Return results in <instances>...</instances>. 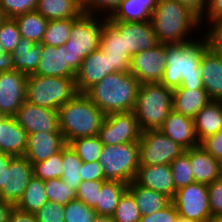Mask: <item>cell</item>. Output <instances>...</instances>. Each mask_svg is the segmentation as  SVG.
I'll use <instances>...</instances> for the list:
<instances>
[{"mask_svg":"<svg viewBox=\"0 0 222 222\" xmlns=\"http://www.w3.org/2000/svg\"><path fill=\"white\" fill-rule=\"evenodd\" d=\"M212 52L216 53L222 62V51H212Z\"/></svg>","mask_w":222,"mask_h":222,"instance_id":"cell-65","label":"cell"},{"mask_svg":"<svg viewBox=\"0 0 222 222\" xmlns=\"http://www.w3.org/2000/svg\"><path fill=\"white\" fill-rule=\"evenodd\" d=\"M211 215L222 214V178L207 185Z\"/></svg>","mask_w":222,"mask_h":222,"instance_id":"cell-49","label":"cell"},{"mask_svg":"<svg viewBox=\"0 0 222 222\" xmlns=\"http://www.w3.org/2000/svg\"><path fill=\"white\" fill-rule=\"evenodd\" d=\"M211 100L205 89H174L173 110L194 119Z\"/></svg>","mask_w":222,"mask_h":222,"instance_id":"cell-28","label":"cell"},{"mask_svg":"<svg viewBox=\"0 0 222 222\" xmlns=\"http://www.w3.org/2000/svg\"><path fill=\"white\" fill-rule=\"evenodd\" d=\"M83 13L71 26L70 38L64 44L69 55V67L76 73L82 60L100 48L101 29L107 18Z\"/></svg>","mask_w":222,"mask_h":222,"instance_id":"cell-7","label":"cell"},{"mask_svg":"<svg viewBox=\"0 0 222 222\" xmlns=\"http://www.w3.org/2000/svg\"><path fill=\"white\" fill-rule=\"evenodd\" d=\"M76 19L69 18L49 21L41 43L54 47L64 45L70 38L71 26Z\"/></svg>","mask_w":222,"mask_h":222,"instance_id":"cell-37","label":"cell"},{"mask_svg":"<svg viewBox=\"0 0 222 222\" xmlns=\"http://www.w3.org/2000/svg\"><path fill=\"white\" fill-rule=\"evenodd\" d=\"M222 19V0H208V7L204 17L200 20V25L203 21H212Z\"/></svg>","mask_w":222,"mask_h":222,"instance_id":"cell-54","label":"cell"},{"mask_svg":"<svg viewBox=\"0 0 222 222\" xmlns=\"http://www.w3.org/2000/svg\"><path fill=\"white\" fill-rule=\"evenodd\" d=\"M138 143L140 165L170 164L185 151L160 130L141 132Z\"/></svg>","mask_w":222,"mask_h":222,"instance_id":"cell-9","label":"cell"},{"mask_svg":"<svg viewBox=\"0 0 222 222\" xmlns=\"http://www.w3.org/2000/svg\"><path fill=\"white\" fill-rule=\"evenodd\" d=\"M195 133L199 143L222 130L221 101L211 100L194 118Z\"/></svg>","mask_w":222,"mask_h":222,"instance_id":"cell-27","label":"cell"},{"mask_svg":"<svg viewBox=\"0 0 222 222\" xmlns=\"http://www.w3.org/2000/svg\"><path fill=\"white\" fill-rule=\"evenodd\" d=\"M67 145L61 132H37L28 134L24 156L31 164L47 160Z\"/></svg>","mask_w":222,"mask_h":222,"instance_id":"cell-20","label":"cell"},{"mask_svg":"<svg viewBox=\"0 0 222 222\" xmlns=\"http://www.w3.org/2000/svg\"><path fill=\"white\" fill-rule=\"evenodd\" d=\"M157 4L129 3L123 0L115 12L107 20L144 22L149 21Z\"/></svg>","mask_w":222,"mask_h":222,"instance_id":"cell-35","label":"cell"},{"mask_svg":"<svg viewBox=\"0 0 222 222\" xmlns=\"http://www.w3.org/2000/svg\"><path fill=\"white\" fill-rule=\"evenodd\" d=\"M14 19L21 37L28 38L35 43H41L49 20L36 11L23 13Z\"/></svg>","mask_w":222,"mask_h":222,"instance_id":"cell-33","label":"cell"},{"mask_svg":"<svg viewBox=\"0 0 222 222\" xmlns=\"http://www.w3.org/2000/svg\"><path fill=\"white\" fill-rule=\"evenodd\" d=\"M28 134L15 117H5L0 122V152L12 156H24Z\"/></svg>","mask_w":222,"mask_h":222,"instance_id":"cell-24","label":"cell"},{"mask_svg":"<svg viewBox=\"0 0 222 222\" xmlns=\"http://www.w3.org/2000/svg\"><path fill=\"white\" fill-rule=\"evenodd\" d=\"M99 162L107 180L134 181L140 166L139 143L104 145Z\"/></svg>","mask_w":222,"mask_h":222,"instance_id":"cell-8","label":"cell"},{"mask_svg":"<svg viewBox=\"0 0 222 222\" xmlns=\"http://www.w3.org/2000/svg\"><path fill=\"white\" fill-rule=\"evenodd\" d=\"M96 217L95 210L78 199L64 206L65 222H94Z\"/></svg>","mask_w":222,"mask_h":222,"instance_id":"cell-42","label":"cell"},{"mask_svg":"<svg viewBox=\"0 0 222 222\" xmlns=\"http://www.w3.org/2000/svg\"><path fill=\"white\" fill-rule=\"evenodd\" d=\"M200 145L215 159L220 160L222 158V130L208 136Z\"/></svg>","mask_w":222,"mask_h":222,"instance_id":"cell-51","label":"cell"},{"mask_svg":"<svg viewBox=\"0 0 222 222\" xmlns=\"http://www.w3.org/2000/svg\"><path fill=\"white\" fill-rule=\"evenodd\" d=\"M14 117L27 134L60 132L57 110L40 107L25 101Z\"/></svg>","mask_w":222,"mask_h":222,"instance_id":"cell-15","label":"cell"},{"mask_svg":"<svg viewBox=\"0 0 222 222\" xmlns=\"http://www.w3.org/2000/svg\"><path fill=\"white\" fill-rule=\"evenodd\" d=\"M219 173L220 177L222 178V158L219 160Z\"/></svg>","mask_w":222,"mask_h":222,"instance_id":"cell-64","label":"cell"},{"mask_svg":"<svg viewBox=\"0 0 222 222\" xmlns=\"http://www.w3.org/2000/svg\"><path fill=\"white\" fill-rule=\"evenodd\" d=\"M179 216L206 222L212 216L206 184L191 183L176 190L171 200Z\"/></svg>","mask_w":222,"mask_h":222,"instance_id":"cell-10","label":"cell"},{"mask_svg":"<svg viewBox=\"0 0 222 222\" xmlns=\"http://www.w3.org/2000/svg\"><path fill=\"white\" fill-rule=\"evenodd\" d=\"M33 177L32 164L25 156H15L8 168H5L4 187L0 191V200L14 206L22 198L24 191Z\"/></svg>","mask_w":222,"mask_h":222,"instance_id":"cell-13","label":"cell"},{"mask_svg":"<svg viewBox=\"0 0 222 222\" xmlns=\"http://www.w3.org/2000/svg\"><path fill=\"white\" fill-rule=\"evenodd\" d=\"M13 208L12 203L0 200V222H8L9 214Z\"/></svg>","mask_w":222,"mask_h":222,"instance_id":"cell-58","label":"cell"},{"mask_svg":"<svg viewBox=\"0 0 222 222\" xmlns=\"http://www.w3.org/2000/svg\"><path fill=\"white\" fill-rule=\"evenodd\" d=\"M208 49L203 37L182 44H166V67L161 84L174 89H204L200 59Z\"/></svg>","mask_w":222,"mask_h":222,"instance_id":"cell-1","label":"cell"},{"mask_svg":"<svg viewBox=\"0 0 222 222\" xmlns=\"http://www.w3.org/2000/svg\"><path fill=\"white\" fill-rule=\"evenodd\" d=\"M37 222H65L64 206L54 202H46L37 212L34 213Z\"/></svg>","mask_w":222,"mask_h":222,"instance_id":"cell-48","label":"cell"},{"mask_svg":"<svg viewBox=\"0 0 222 222\" xmlns=\"http://www.w3.org/2000/svg\"><path fill=\"white\" fill-rule=\"evenodd\" d=\"M35 11L49 21L78 18L83 14L80 0H38Z\"/></svg>","mask_w":222,"mask_h":222,"instance_id":"cell-29","label":"cell"},{"mask_svg":"<svg viewBox=\"0 0 222 222\" xmlns=\"http://www.w3.org/2000/svg\"><path fill=\"white\" fill-rule=\"evenodd\" d=\"M45 191L48 201L62 206L77 198V192L65 184L61 178L46 180Z\"/></svg>","mask_w":222,"mask_h":222,"instance_id":"cell-39","label":"cell"},{"mask_svg":"<svg viewBox=\"0 0 222 222\" xmlns=\"http://www.w3.org/2000/svg\"><path fill=\"white\" fill-rule=\"evenodd\" d=\"M141 130L133 111L107 114L98 136L104 145L138 142Z\"/></svg>","mask_w":222,"mask_h":222,"instance_id":"cell-11","label":"cell"},{"mask_svg":"<svg viewBox=\"0 0 222 222\" xmlns=\"http://www.w3.org/2000/svg\"><path fill=\"white\" fill-rule=\"evenodd\" d=\"M150 22L158 42L162 44L192 42L198 35L189 36L197 30L200 32L201 27L200 20L177 0H158Z\"/></svg>","mask_w":222,"mask_h":222,"instance_id":"cell-2","label":"cell"},{"mask_svg":"<svg viewBox=\"0 0 222 222\" xmlns=\"http://www.w3.org/2000/svg\"><path fill=\"white\" fill-rule=\"evenodd\" d=\"M134 182L141 187L162 193L171 200L176 193L170 164L140 165Z\"/></svg>","mask_w":222,"mask_h":222,"instance_id":"cell-19","label":"cell"},{"mask_svg":"<svg viewBox=\"0 0 222 222\" xmlns=\"http://www.w3.org/2000/svg\"><path fill=\"white\" fill-rule=\"evenodd\" d=\"M128 184L106 180L98 190V203L93 208L98 216H112L122 195L127 191Z\"/></svg>","mask_w":222,"mask_h":222,"instance_id":"cell-31","label":"cell"},{"mask_svg":"<svg viewBox=\"0 0 222 222\" xmlns=\"http://www.w3.org/2000/svg\"><path fill=\"white\" fill-rule=\"evenodd\" d=\"M83 162L99 161L104 144L99 136L80 137L68 143Z\"/></svg>","mask_w":222,"mask_h":222,"instance_id":"cell-36","label":"cell"},{"mask_svg":"<svg viewBox=\"0 0 222 222\" xmlns=\"http://www.w3.org/2000/svg\"><path fill=\"white\" fill-rule=\"evenodd\" d=\"M82 164L83 161L67 144L62 149V167L63 173L61 180L65 182L71 189L77 191L82 181Z\"/></svg>","mask_w":222,"mask_h":222,"instance_id":"cell-34","label":"cell"},{"mask_svg":"<svg viewBox=\"0 0 222 222\" xmlns=\"http://www.w3.org/2000/svg\"><path fill=\"white\" fill-rule=\"evenodd\" d=\"M172 110V89L160 82L139 85L133 112L142 132L159 130Z\"/></svg>","mask_w":222,"mask_h":222,"instance_id":"cell-5","label":"cell"},{"mask_svg":"<svg viewBox=\"0 0 222 222\" xmlns=\"http://www.w3.org/2000/svg\"><path fill=\"white\" fill-rule=\"evenodd\" d=\"M185 150L200 145L194 126V119L172 110L159 129Z\"/></svg>","mask_w":222,"mask_h":222,"instance_id":"cell-21","label":"cell"},{"mask_svg":"<svg viewBox=\"0 0 222 222\" xmlns=\"http://www.w3.org/2000/svg\"><path fill=\"white\" fill-rule=\"evenodd\" d=\"M12 53H6L0 44V72L14 71Z\"/></svg>","mask_w":222,"mask_h":222,"instance_id":"cell-56","label":"cell"},{"mask_svg":"<svg viewBox=\"0 0 222 222\" xmlns=\"http://www.w3.org/2000/svg\"><path fill=\"white\" fill-rule=\"evenodd\" d=\"M178 212L171 201L166 207L149 215L141 216L140 222H176Z\"/></svg>","mask_w":222,"mask_h":222,"instance_id":"cell-50","label":"cell"},{"mask_svg":"<svg viewBox=\"0 0 222 222\" xmlns=\"http://www.w3.org/2000/svg\"><path fill=\"white\" fill-rule=\"evenodd\" d=\"M100 49L107 53L110 67L115 72H129L131 56L126 49L125 36L108 20L102 25Z\"/></svg>","mask_w":222,"mask_h":222,"instance_id":"cell-18","label":"cell"},{"mask_svg":"<svg viewBox=\"0 0 222 222\" xmlns=\"http://www.w3.org/2000/svg\"><path fill=\"white\" fill-rule=\"evenodd\" d=\"M201 20L207 10L208 0H177Z\"/></svg>","mask_w":222,"mask_h":222,"instance_id":"cell-53","label":"cell"},{"mask_svg":"<svg viewBox=\"0 0 222 222\" xmlns=\"http://www.w3.org/2000/svg\"><path fill=\"white\" fill-rule=\"evenodd\" d=\"M200 72L209 99L222 101V62L219 56L207 49L200 59Z\"/></svg>","mask_w":222,"mask_h":222,"instance_id":"cell-23","label":"cell"},{"mask_svg":"<svg viewBox=\"0 0 222 222\" xmlns=\"http://www.w3.org/2000/svg\"><path fill=\"white\" fill-rule=\"evenodd\" d=\"M106 180L81 181L77 192L78 200L84 202L87 206L94 208L98 203V190Z\"/></svg>","mask_w":222,"mask_h":222,"instance_id":"cell-45","label":"cell"},{"mask_svg":"<svg viewBox=\"0 0 222 222\" xmlns=\"http://www.w3.org/2000/svg\"><path fill=\"white\" fill-rule=\"evenodd\" d=\"M123 36L130 56L159 44L150 20L144 22L108 20Z\"/></svg>","mask_w":222,"mask_h":222,"instance_id":"cell-16","label":"cell"},{"mask_svg":"<svg viewBox=\"0 0 222 222\" xmlns=\"http://www.w3.org/2000/svg\"><path fill=\"white\" fill-rule=\"evenodd\" d=\"M21 38L14 18H6L0 25V44L6 53H13Z\"/></svg>","mask_w":222,"mask_h":222,"instance_id":"cell-44","label":"cell"},{"mask_svg":"<svg viewBox=\"0 0 222 222\" xmlns=\"http://www.w3.org/2000/svg\"><path fill=\"white\" fill-rule=\"evenodd\" d=\"M46 202H48V198L45 191V181L33 176L15 207L20 211L34 214Z\"/></svg>","mask_w":222,"mask_h":222,"instance_id":"cell-32","label":"cell"},{"mask_svg":"<svg viewBox=\"0 0 222 222\" xmlns=\"http://www.w3.org/2000/svg\"><path fill=\"white\" fill-rule=\"evenodd\" d=\"M206 222H222V214L210 216Z\"/></svg>","mask_w":222,"mask_h":222,"instance_id":"cell-61","label":"cell"},{"mask_svg":"<svg viewBox=\"0 0 222 222\" xmlns=\"http://www.w3.org/2000/svg\"><path fill=\"white\" fill-rule=\"evenodd\" d=\"M176 222H199V221L189 219V218H185V217H182V216L178 215V218H177Z\"/></svg>","mask_w":222,"mask_h":222,"instance_id":"cell-62","label":"cell"},{"mask_svg":"<svg viewBox=\"0 0 222 222\" xmlns=\"http://www.w3.org/2000/svg\"><path fill=\"white\" fill-rule=\"evenodd\" d=\"M75 77L32 74L26 81V101L40 107L58 110L77 94Z\"/></svg>","mask_w":222,"mask_h":222,"instance_id":"cell-6","label":"cell"},{"mask_svg":"<svg viewBox=\"0 0 222 222\" xmlns=\"http://www.w3.org/2000/svg\"><path fill=\"white\" fill-rule=\"evenodd\" d=\"M6 18L7 17L5 16L3 9L0 7V25Z\"/></svg>","mask_w":222,"mask_h":222,"instance_id":"cell-63","label":"cell"},{"mask_svg":"<svg viewBox=\"0 0 222 222\" xmlns=\"http://www.w3.org/2000/svg\"><path fill=\"white\" fill-rule=\"evenodd\" d=\"M38 0H0V7L7 18H15L23 13L33 12Z\"/></svg>","mask_w":222,"mask_h":222,"instance_id":"cell-46","label":"cell"},{"mask_svg":"<svg viewBox=\"0 0 222 222\" xmlns=\"http://www.w3.org/2000/svg\"><path fill=\"white\" fill-rule=\"evenodd\" d=\"M170 168L176 190L195 182L190 164V149L185 150L173 160L170 163Z\"/></svg>","mask_w":222,"mask_h":222,"instance_id":"cell-38","label":"cell"},{"mask_svg":"<svg viewBox=\"0 0 222 222\" xmlns=\"http://www.w3.org/2000/svg\"><path fill=\"white\" fill-rule=\"evenodd\" d=\"M123 0H80V4L85 14L95 16L110 17L120 6Z\"/></svg>","mask_w":222,"mask_h":222,"instance_id":"cell-43","label":"cell"},{"mask_svg":"<svg viewBox=\"0 0 222 222\" xmlns=\"http://www.w3.org/2000/svg\"><path fill=\"white\" fill-rule=\"evenodd\" d=\"M208 23V24H207ZM206 33L202 34L210 51H222V19L206 22Z\"/></svg>","mask_w":222,"mask_h":222,"instance_id":"cell-47","label":"cell"},{"mask_svg":"<svg viewBox=\"0 0 222 222\" xmlns=\"http://www.w3.org/2000/svg\"><path fill=\"white\" fill-rule=\"evenodd\" d=\"M33 176L44 181L48 179L61 178L63 173L62 167V150L51 155L47 160L32 164Z\"/></svg>","mask_w":222,"mask_h":222,"instance_id":"cell-40","label":"cell"},{"mask_svg":"<svg viewBox=\"0 0 222 222\" xmlns=\"http://www.w3.org/2000/svg\"><path fill=\"white\" fill-rule=\"evenodd\" d=\"M166 67V44L140 51L130 59L129 71L139 83H156L162 80Z\"/></svg>","mask_w":222,"mask_h":222,"instance_id":"cell-12","label":"cell"},{"mask_svg":"<svg viewBox=\"0 0 222 222\" xmlns=\"http://www.w3.org/2000/svg\"><path fill=\"white\" fill-rule=\"evenodd\" d=\"M8 222H37L35 214L18 210L15 206L11 210Z\"/></svg>","mask_w":222,"mask_h":222,"instance_id":"cell-55","label":"cell"},{"mask_svg":"<svg viewBox=\"0 0 222 222\" xmlns=\"http://www.w3.org/2000/svg\"><path fill=\"white\" fill-rule=\"evenodd\" d=\"M42 43L21 37L12 53L15 70L29 76L36 73L41 60Z\"/></svg>","mask_w":222,"mask_h":222,"instance_id":"cell-26","label":"cell"},{"mask_svg":"<svg viewBox=\"0 0 222 222\" xmlns=\"http://www.w3.org/2000/svg\"><path fill=\"white\" fill-rule=\"evenodd\" d=\"M6 116L0 114V122L5 118Z\"/></svg>","mask_w":222,"mask_h":222,"instance_id":"cell-66","label":"cell"},{"mask_svg":"<svg viewBox=\"0 0 222 222\" xmlns=\"http://www.w3.org/2000/svg\"><path fill=\"white\" fill-rule=\"evenodd\" d=\"M57 112L59 129L67 144L80 137L97 136L106 117L85 93H78Z\"/></svg>","mask_w":222,"mask_h":222,"instance_id":"cell-4","label":"cell"},{"mask_svg":"<svg viewBox=\"0 0 222 222\" xmlns=\"http://www.w3.org/2000/svg\"><path fill=\"white\" fill-rule=\"evenodd\" d=\"M127 191L134 197L141 216L161 210L171 202V199L166 195L146 187H141L134 181L128 183Z\"/></svg>","mask_w":222,"mask_h":222,"instance_id":"cell-30","label":"cell"},{"mask_svg":"<svg viewBox=\"0 0 222 222\" xmlns=\"http://www.w3.org/2000/svg\"><path fill=\"white\" fill-rule=\"evenodd\" d=\"M158 0H129V3H138V4H157Z\"/></svg>","mask_w":222,"mask_h":222,"instance_id":"cell-60","label":"cell"},{"mask_svg":"<svg viewBox=\"0 0 222 222\" xmlns=\"http://www.w3.org/2000/svg\"><path fill=\"white\" fill-rule=\"evenodd\" d=\"M35 74L54 77H75L76 73L69 67V55L65 45L54 47L42 44L41 60Z\"/></svg>","mask_w":222,"mask_h":222,"instance_id":"cell-22","label":"cell"},{"mask_svg":"<svg viewBox=\"0 0 222 222\" xmlns=\"http://www.w3.org/2000/svg\"><path fill=\"white\" fill-rule=\"evenodd\" d=\"M190 164L197 183L208 185L221 178L219 160L215 159L201 145L190 149Z\"/></svg>","mask_w":222,"mask_h":222,"instance_id":"cell-25","label":"cell"},{"mask_svg":"<svg viewBox=\"0 0 222 222\" xmlns=\"http://www.w3.org/2000/svg\"><path fill=\"white\" fill-rule=\"evenodd\" d=\"M112 218L115 222H140L141 214L134 197L126 191L119 200Z\"/></svg>","mask_w":222,"mask_h":222,"instance_id":"cell-41","label":"cell"},{"mask_svg":"<svg viewBox=\"0 0 222 222\" xmlns=\"http://www.w3.org/2000/svg\"><path fill=\"white\" fill-rule=\"evenodd\" d=\"M112 73L115 71L110 67L107 53L100 48L93 51L82 60V64L76 72L75 82L78 92L86 93L92 86Z\"/></svg>","mask_w":222,"mask_h":222,"instance_id":"cell-17","label":"cell"},{"mask_svg":"<svg viewBox=\"0 0 222 222\" xmlns=\"http://www.w3.org/2000/svg\"><path fill=\"white\" fill-rule=\"evenodd\" d=\"M138 79L129 72H115L107 75L92 86L85 94L105 115L131 112L135 108Z\"/></svg>","mask_w":222,"mask_h":222,"instance_id":"cell-3","label":"cell"},{"mask_svg":"<svg viewBox=\"0 0 222 222\" xmlns=\"http://www.w3.org/2000/svg\"><path fill=\"white\" fill-rule=\"evenodd\" d=\"M14 156L0 152V191L4 187L5 168H8Z\"/></svg>","mask_w":222,"mask_h":222,"instance_id":"cell-57","label":"cell"},{"mask_svg":"<svg viewBox=\"0 0 222 222\" xmlns=\"http://www.w3.org/2000/svg\"><path fill=\"white\" fill-rule=\"evenodd\" d=\"M81 179L82 181L107 180L99 161L83 162Z\"/></svg>","mask_w":222,"mask_h":222,"instance_id":"cell-52","label":"cell"},{"mask_svg":"<svg viewBox=\"0 0 222 222\" xmlns=\"http://www.w3.org/2000/svg\"><path fill=\"white\" fill-rule=\"evenodd\" d=\"M94 222H115L112 216H98L95 218Z\"/></svg>","mask_w":222,"mask_h":222,"instance_id":"cell-59","label":"cell"},{"mask_svg":"<svg viewBox=\"0 0 222 222\" xmlns=\"http://www.w3.org/2000/svg\"><path fill=\"white\" fill-rule=\"evenodd\" d=\"M27 75L20 71L0 72V114L14 117L26 101Z\"/></svg>","mask_w":222,"mask_h":222,"instance_id":"cell-14","label":"cell"}]
</instances>
